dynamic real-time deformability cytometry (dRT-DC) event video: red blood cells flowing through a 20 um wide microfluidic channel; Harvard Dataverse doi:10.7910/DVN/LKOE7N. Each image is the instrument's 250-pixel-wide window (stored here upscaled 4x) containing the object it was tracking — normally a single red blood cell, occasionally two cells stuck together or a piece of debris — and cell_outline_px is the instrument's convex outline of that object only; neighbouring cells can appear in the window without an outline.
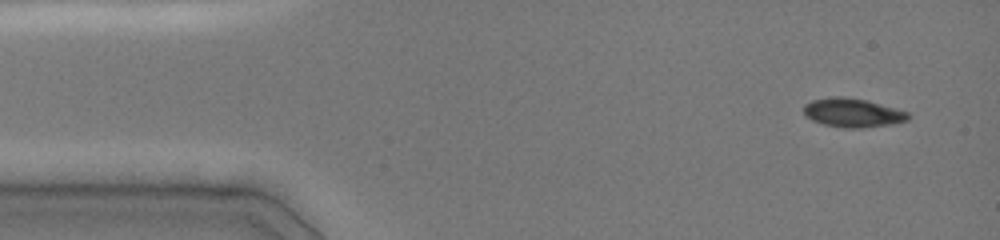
{"species": "common noctule bat (a hibernating species)", "species_latin": "Nyctalus noctula", "temperature_condition": "cold", "stored_images_in_passage": 28, "camera_frame_rate_fps": 3000, "um_per_image_px": 0.085, "animal": {"sex": "female", "body_mass_g": 19.0, "forearm_length_mm": 51.5}, "frame": {"image": 1, "passage_image": 1, "time_ms": 0.0, "image_size_px": [1000, 240], "cell_outline_px": [[912, 116], [908, 120], [892, 124], [860, 128], [844, 128], [824, 124], [812, 120], [804, 116], [804, 104], [812, 100], [836, 96], [840, 96], [868, 100], [896, 108], [908, 112]], "centroid_in_image_um": [72.49, 9.58], "position_along_channel_um": 12.5, "area_um2": 17.69}}
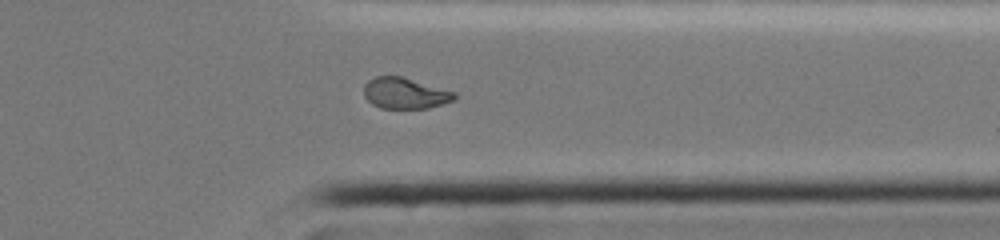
{"frame": {"image": 2, "passage_image": 20, "time_ms": 6.333, "image_size_px": [1000, 240], "cell_outline_px": [[456, 96], [452, 100], [444, 104], [428, 108], [380, 108], [372, 104], [364, 96], [364, 84], [368, 80], [376, 76], [400, 76], [456, 92]], "centroid_in_image_um": [34.41, 7.93], "position_along_channel_um": 377.0, "area_um2": 16.3}}
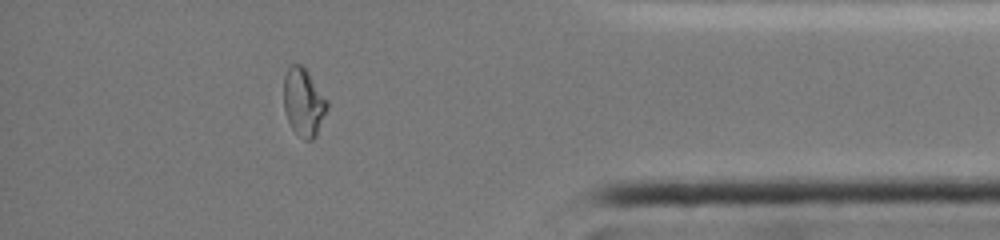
{"frame": {"image": 3, "passage_image": 23, "time_ms": 7.333, "image_size_px": [1000, 240], "cell_outline_px": [[328, 108], [316, 136], [312, 140], [304, 140], [292, 128], [288, 120], [284, 108], [284, 76], [288, 68], [292, 64], [300, 64], [308, 72], [328, 100]], "centroid_in_image_um": [25.82, 8.69], "position_along_channel_um": 409.4, "area_um2": 17.11}}